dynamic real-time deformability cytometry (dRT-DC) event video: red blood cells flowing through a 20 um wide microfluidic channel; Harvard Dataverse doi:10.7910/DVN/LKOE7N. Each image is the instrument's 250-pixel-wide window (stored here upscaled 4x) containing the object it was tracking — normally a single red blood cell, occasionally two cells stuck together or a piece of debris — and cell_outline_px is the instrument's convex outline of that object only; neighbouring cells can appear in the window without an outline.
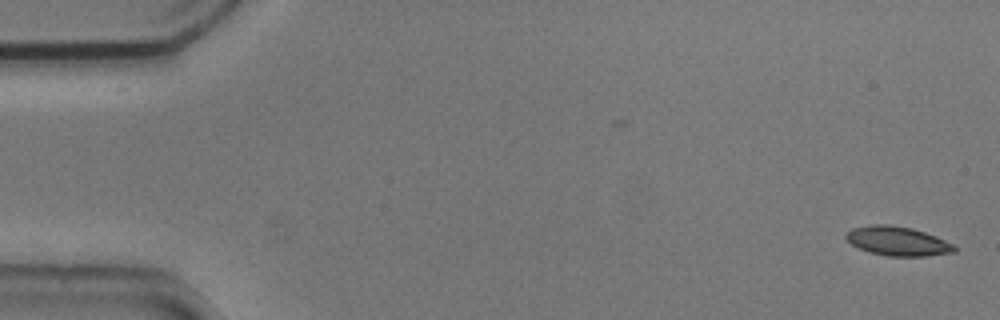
{"species": "common noctule bat (a hibernating species)", "species_latin": "Nyctalus noctula", "temperature_condition": "cold", "stored_images_in_passage": 2, "camera_frame_rate_fps": 3000, "um_per_image_px": 0.085, "animal": {"sex": "male", "body_mass_g": 20.5, "forearm_length_mm": 52.5}, "frame": {"image": 1, "passage_image": 2, "time_ms": 0.333, "image_size_px": [1000, 320], "cell_outline_px": [[956, 252], [924, 256], [888, 256], [868, 252], [852, 244], [844, 236], [852, 228], [868, 224], [888, 224], [912, 228], [936, 236], [952, 244], [956, 248]], "centroid_in_image_um": [76.28, 20.49], "position_along_channel_um": 8.7, "area_um2": 18.38}}